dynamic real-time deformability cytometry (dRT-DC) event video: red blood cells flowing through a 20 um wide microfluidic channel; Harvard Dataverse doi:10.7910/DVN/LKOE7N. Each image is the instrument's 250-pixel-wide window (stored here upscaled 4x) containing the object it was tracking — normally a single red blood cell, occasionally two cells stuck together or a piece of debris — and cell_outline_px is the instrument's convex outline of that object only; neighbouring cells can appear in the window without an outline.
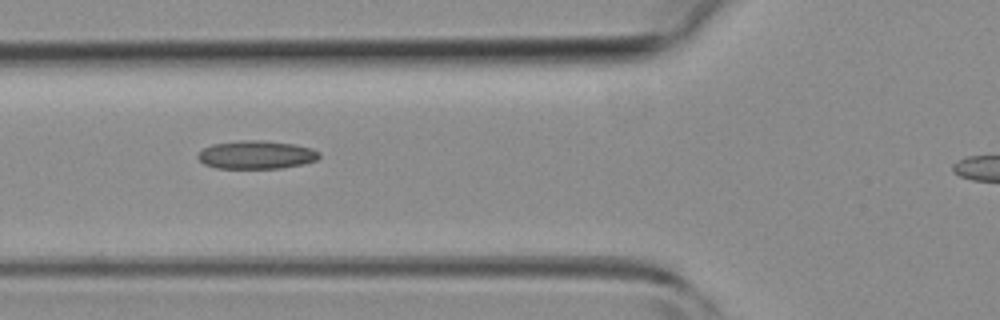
{"species": "common noctule bat (a hibernating species)", "species_latin": "Nyctalus noctula", "temperature_condition": "room temperature", "stored_images_in_passage": 4, "camera_frame_rate_fps": 3000, "um_per_image_px": 0.085, "animal": {"sex": "female", "body_mass_g": 19.3, "forearm_length_mm": 54.1}, "frame": {"image": 1, "passage_image": 4, "time_ms": 3.333, "image_size_px": [1000, 320], "cell_outline_px": [[320, 156], [316, 160], [304, 164], [280, 168], [216, 168], [204, 164], [196, 156], [204, 148], [212, 144], [244, 140], [260, 140], [296, 144], [312, 148], [320, 152]], "centroid_in_image_um": [21.81, 13.15], "position_along_channel_um": 104.0, "area_um2": 20.0}}